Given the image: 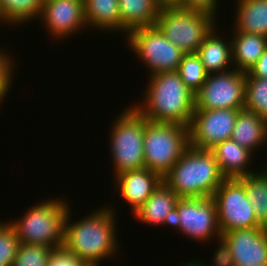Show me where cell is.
Segmentation results:
<instances>
[{
    "label": "cell",
    "instance_id": "1",
    "mask_svg": "<svg viewBox=\"0 0 267 266\" xmlns=\"http://www.w3.org/2000/svg\"><path fill=\"white\" fill-rule=\"evenodd\" d=\"M103 207L76 222L70 221L71 209L66 216L63 246L88 266H99L119 249L115 211L112 206Z\"/></svg>",
    "mask_w": 267,
    "mask_h": 266
},
{
    "label": "cell",
    "instance_id": "2",
    "mask_svg": "<svg viewBox=\"0 0 267 266\" xmlns=\"http://www.w3.org/2000/svg\"><path fill=\"white\" fill-rule=\"evenodd\" d=\"M150 76L142 103L132 106L149 121L189 127L195 110V93L185 85L177 71Z\"/></svg>",
    "mask_w": 267,
    "mask_h": 266
},
{
    "label": "cell",
    "instance_id": "3",
    "mask_svg": "<svg viewBox=\"0 0 267 266\" xmlns=\"http://www.w3.org/2000/svg\"><path fill=\"white\" fill-rule=\"evenodd\" d=\"M225 179L212 151L192 146L162 177L180 198L212 197Z\"/></svg>",
    "mask_w": 267,
    "mask_h": 266
},
{
    "label": "cell",
    "instance_id": "4",
    "mask_svg": "<svg viewBox=\"0 0 267 266\" xmlns=\"http://www.w3.org/2000/svg\"><path fill=\"white\" fill-rule=\"evenodd\" d=\"M68 204L61 198L41 201L9 224L20 243L57 248L63 245L65 221L70 209Z\"/></svg>",
    "mask_w": 267,
    "mask_h": 266
},
{
    "label": "cell",
    "instance_id": "5",
    "mask_svg": "<svg viewBox=\"0 0 267 266\" xmlns=\"http://www.w3.org/2000/svg\"><path fill=\"white\" fill-rule=\"evenodd\" d=\"M111 126L110 152L114 176L123 172L145 168L144 129L149 121L133 106L125 108Z\"/></svg>",
    "mask_w": 267,
    "mask_h": 266
},
{
    "label": "cell",
    "instance_id": "6",
    "mask_svg": "<svg viewBox=\"0 0 267 266\" xmlns=\"http://www.w3.org/2000/svg\"><path fill=\"white\" fill-rule=\"evenodd\" d=\"M215 18L206 12L163 4L155 25L171 43L189 54L197 52L216 26L218 21Z\"/></svg>",
    "mask_w": 267,
    "mask_h": 266
},
{
    "label": "cell",
    "instance_id": "7",
    "mask_svg": "<svg viewBox=\"0 0 267 266\" xmlns=\"http://www.w3.org/2000/svg\"><path fill=\"white\" fill-rule=\"evenodd\" d=\"M143 141L145 167L163 177L190 146L189 127L148 121Z\"/></svg>",
    "mask_w": 267,
    "mask_h": 266
},
{
    "label": "cell",
    "instance_id": "8",
    "mask_svg": "<svg viewBox=\"0 0 267 266\" xmlns=\"http://www.w3.org/2000/svg\"><path fill=\"white\" fill-rule=\"evenodd\" d=\"M218 245L213 258L221 266H267V228L225 232Z\"/></svg>",
    "mask_w": 267,
    "mask_h": 266
},
{
    "label": "cell",
    "instance_id": "9",
    "mask_svg": "<svg viewBox=\"0 0 267 266\" xmlns=\"http://www.w3.org/2000/svg\"><path fill=\"white\" fill-rule=\"evenodd\" d=\"M130 49L146 64L149 74L177 71L185 54L156 25L132 30L125 37Z\"/></svg>",
    "mask_w": 267,
    "mask_h": 266
},
{
    "label": "cell",
    "instance_id": "10",
    "mask_svg": "<svg viewBox=\"0 0 267 266\" xmlns=\"http://www.w3.org/2000/svg\"><path fill=\"white\" fill-rule=\"evenodd\" d=\"M172 227L191 240L207 242L216 237L220 243L221 231L217 208L212 197H184L177 200Z\"/></svg>",
    "mask_w": 267,
    "mask_h": 266
},
{
    "label": "cell",
    "instance_id": "11",
    "mask_svg": "<svg viewBox=\"0 0 267 266\" xmlns=\"http://www.w3.org/2000/svg\"><path fill=\"white\" fill-rule=\"evenodd\" d=\"M221 234L232 230L261 227L250 204L245 186L237 179H225L212 196Z\"/></svg>",
    "mask_w": 267,
    "mask_h": 266
},
{
    "label": "cell",
    "instance_id": "12",
    "mask_svg": "<svg viewBox=\"0 0 267 266\" xmlns=\"http://www.w3.org/2000/svg\"><path fill=\"white\" fill-rule=\"evenodd\" d=\"M246 73L231 68L224 73L209 74L195 94V109H244Z\"/></svg>",
    "mask_w": 267,
    "mask_h": 266
},
{
    "label": "cell",
    "instance_id": "13",
    "mask_svg": "<svg viewBox=\"0 0 267 266\" xmlns=\"http://www.w3.org/2000/svg\"><path fill=\"white\" fill-rule=\"evenodd\" d=\"M237 116L238 109H195L189 126L190 146L210 150L231 139Z\"/></svg>",
    "mask_w": 267,
    "mask_h": 266
},
{
    "label": "cell",
    "instance_id": "14",
    "mask_svg": "<svg viewBox=\"0 0 267 266\" xmlns=\"http://www.w3.org/2000/svg\"><path fill=\"white\" fill-rule=\"evenodd\" d=\"M38 19L54 39H65L87 27L83 0H49L42 4Z\"/></svg>",
    "mask_w": 267,
    "mask_h": 266
},
{
    "label": "cell",
    "instance_id": "15",
    "mask_svg": "<svg viewBox=\"0 0 267 266\" xmlns=\"http://www.w3.org/2000/svg\"><path fill=\"white\" fill-rule=\"evenodd\" d=\"M161 181L162 177L158 173L145 167L116 175L115 187L120 192L119 196L130 204L134 213L145 203Z\"/></svg>",
    "mask_w": 267,
    "mask_h": 266
},
{
    "label": "cell",
    "instance_id": "16",
    "mask_svg": "<svg viewBox=\"0 0 267 266\" xmlns=\"http://www.w3.org/2000/svg\"><path fill=\"white\" fill-rule=\"evenodd\" d=\"M180 197L162 180L145 203L133 213L140 222L152 225H170Z\"/></svg>",
    "mask_w": 267,
    "mask_h": 266
},
{
    "label": "cell",
    "instance_id": "17",
    "mask_svg": "<svg viewBox=\"0 0 267 266\" xmlns=\"http://www.w3.org/2000/svg\"><path fill=\"white\" fill-rule=\"evenodd\" d=\"M210 150L215 156L220 172L226 179L239 178L253 173L254 170L248 168L253 153L234 140H225Z\"/></svg>",
    "mask_w": 267,
    "mask_h": 266
},
{
    "label": "cell",
    "instance_id": "18",
    "mask_svg": "<svg viewBox=\"0 0 267 266\" xmlns=\"http://www.w3.org/2000/svg\"><path fill=\"white\" fill-rule=\"evenodd\" d=\"M216 28L205 37L196 52L208 75L228 72L233 68L231 40H223L224 37L217 35Z\"/></svg>",
    "mask_w": 267,
    "mask_h": 266
},
{
    "label": "cell",
    "instance_id": "19",
    "mask_svg": "<svg viewBox=\"0 0 267 266\" xmlns=\"http://www.w3.org/2000/svg\"><path fill=\"white\" fill-rule=\"evenodd\" d=\"M231 139L254 153L267 145V120L245 108L238 110Z\"/></svg>",
    "mask_w": 267,
    "mask_h": 266
},
{
    "label": "cell",
    "instance_id": "20",
    "mask_svg": "<svg viewBox=\"0 0 267 266\" xmlns=\"http://www.w3.org/2000/svg\"><path fill=\"white\" fill-rule=\"evenodd\" d=\"M121 28L128 34L132 30L156 24L163 6L161 0H118Z\"/></svg>",
    "mask_w": 267,
    "mask_h": 266
},
{
    "label": "cell",
    "instance_id": "21",
    "mask_svg": "<svg viewBox=\"0 0 267 266\" xmlns=\"http://www.w3.org/2000/svg\"><path fill=\"white\" fill-rule=\"evenodd\" d=\"M233 31L234 35L230 38L233 67L238 71L248 73L267 47V37Z\"/></svg>",
    "mask_w": 267,
    "mask_h": 266
},
{
    "label": "cell",
    "instance_id": "22",
    "mask_svg": "<svg viewBox=\"0 0 267 266\" xmlns=\"http://www.w3.org/2000/svg\"><path fill=\"white\" fill-rule=\"evenodd\" d=\"M86 25L109 32L122 31L118 0H83Z\"/></svg>",
    "mask_w": 267,
    "mask_h": 266
},
{
    "label": "cell",
    "instance_id": "23",
    "mask_svg": "<svg viewBox=\"0 0 267 266\" xmlns=\"http://www.w3.org/2000/svg\"><path fill=\"white\" fill-rule=\"evenodd\" d=\"M235 31L267 37V0H238Z\"/></svg>",
    "mask_w": 267,
    "mask_h": 266
},
{
    "label": "cell",
    "instance_id": "24",
    "mask_svg": "<svg viewBox=\"0 0 267 266\" xmlns=\"http://www.w3.org/2000/svg\"><path fill=\"white\" fill-rule=\"evenodd\" d=\"M262 171L237 178L244 186L258 224L267 228V164Z\"/></svg>",
    "mask_w": 267,
    "mask_h": 266
},
{
    "label": "cell",
    "instance_id": "25",
    "mask_svg": "<svg viewBox=\"0 0 267 266\" xmlns=\"http://www.w3.org/2000/svg\"><path fill=\"white\" fill-rule=\"evenodd\" d=\"M42 3L39 0H0V24L21 25L38 19Z\"/></svg>",
    "mask_w": 267,
    "mask_h": 266
},
{
    "label": "cell",
    "instance_id": "26",
    "mask_svg": "<svg viewBox=\"0 0 267 266\" xmlns=\"http://www.w3.org/2000/svg\"><path fill=\"white\" fill-rule=\"evenodd\" d=\"M177 72L185 85L195 94L207 78V72L197 53L184 54Z\"/></svg>",
    "mask_w": 267,
    "mask_h": 266
},
{
    "label": "cell",
    "instance_id": "27",
    "mask_svg": "<svg viewBox=\"0 0 267 266\" xmlns=\"http://www.w3.org/2000/svg\"><path fill=\"white\" fill-rule=\"evenodd\" d=\"M244 108L267 120V78L246 77Z\"/></svg>",
    "mask_w": 267,
    "mask_h": 266
},
{
    "label": "cell",
    "instance_id": "28",
    "mask_svg": "<svg viewBox=\"0 0 267 266\" xmlns=\"http://www.w3.org/2000/svg\"><path fill=\"white\" fill-rule=\"evenodd\" d=\"M52 249L42 244L20 243L12 266H47Z\"/></svg>",
    "mask_w": 267,
    "mask_h": 266
},
{
    "label": "cell",
    "instance_id": "29",
    "mask_svg": "<svg viewBox=\"0 0 267 266\" xmlns=\"http://www.w3.org/2000/svg\"><path fill=\"white\" fill-rule=\"evenodd\" d=\"M20 242L9 222H0V266H12Z\"/></svg>",
    "mask_w": 267,
    "mask_h": 266
},
{
    "label": "cell",
    "instance_id": "30",
    "mask_svg": "<svg viewBox=\"0 0 267 266\" xmlns=\"http://www.w3.org/2000/svg\"><path fill=\"white\" fill-rule=\"evenodd\" d=\"M9 56L8 52L0 48V104L9 92L12 85V78H14V61Z\"/></svg>",
    "mask_w": 267,
    "mask_h": 266
},
{
    "label": "cell",
    "instance_id": "31",
    "mask_svg": "<svg viewBox=\"0 0 267 266\" xmlns=\"http://www.w3.org/2000/svg\"><path fill=\"white\" fill-rule=\"evenodd\" d=\"M47 266H88L63 245L53 248L49 254Z\"/></svg>",
    "mask_w": 267,
    "mask_h": 266
},
{
    "label": "cell",
    "instance_id": "32",
    "mask_svg": "<svg viewBox=\"0 0 267 266\" xmlns=\"http://www.w3.org/2000/svg\"><path fill=\"white\" fill-rule=\"evenodd\" d=\"M173 4L183 9L206 12L214 17L217 15V0H176Z\"/></svg>",
    "mask_w": 267,
    "mask_h": 266
},
{
    "label": "cell",
    "instance_id": "33",
    "mask_svg": "<svg viewBox=\"0 0 267 266\" xmlns=\"http://www.w3.org/2000/svg\"><path fill=\"white\" fill-rule=\"evenodd\" d=\"M246 77L267 78V47L250 71L246 73Z\"/></svg>",
    "mask_w": 267,
    "mask_h": 266
},
{
    "label": "cell",
    "instance_id": "34",
    "mask_svg": "<svg viewBox=\"0 0 267 266\" xmlns=\"http://www.w3.org/2000/svg\"><path fill=\"white\" fill-rule=\"evenodd\" d=\"M181 266V265H180ZM182 266H208L206 263H202L201 259H193L191 262H186ZM209 266H221L213 257L212 263L210 262Z\"/></svg>",
    "mask_w": 267,
    "mask_h": 266
},
{
    "label": "cell",
    "instance_id": "35",
    "mask_svg": "<svg viewBox=\"0 0 267 266\" xmlns=\"http://www.w3.org/2000/svg\"><path fill=\"white\" fill-rule=\"evenodd\" d=\"M164 4H173L176 0H161Z\"/></svg>",
    "mask_w": 267,
    "mask_h": 266
},
{
    "label": "cell",
    "instance_id": "36",
    "mask_svg": "<svg viewBox=\"0 0 267 266\" xmlns=\"http://www.w3.org/2000/svg\"><path fill=\"white\" fill-rule=\"evenodd\" d=\"M42 4L49 1V0H39Z\"/></svg>",
    "mask_w": 267,
    "mask_h": 266
}]
</instances>
